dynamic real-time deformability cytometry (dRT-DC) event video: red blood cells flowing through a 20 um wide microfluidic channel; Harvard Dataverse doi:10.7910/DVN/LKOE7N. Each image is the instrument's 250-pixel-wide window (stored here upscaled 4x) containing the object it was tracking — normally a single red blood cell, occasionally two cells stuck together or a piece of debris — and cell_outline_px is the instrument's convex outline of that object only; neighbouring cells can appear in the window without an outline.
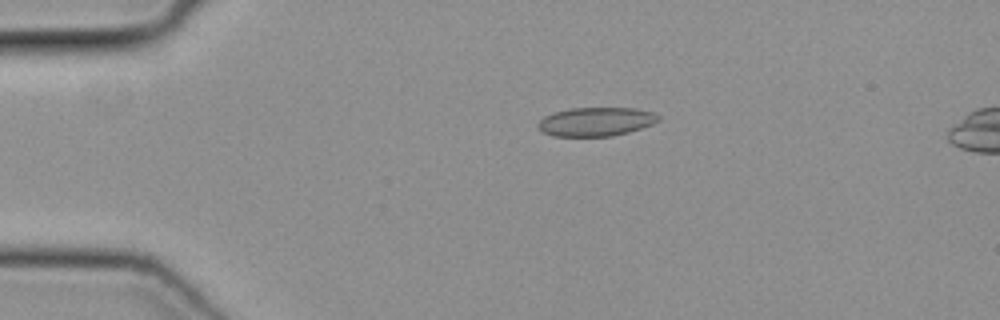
{"species": "common noctule bat (a hibernating species)", "species_latin": "Nyctalus noctula", "temperature_condition": "cold", "stored_images_in_passage": 26, "camera_frame_rate_fps": 3000, "um_per_image_px": 0.085, "animal": {"sex": "female", "body_mass_g": 19.3, "forearm_length_mm": 54.1}, "frame": {"image": 1, "passage_image": 1, "time_ms": 0.0, "image_size_px": [1000, 320], "cell_outline_px": [[660, 120], [652, 124], [628, 132], [612, 136], [552, 136], [536, 128], [536, 124], [544, 116], [552, 112], [572, 108], [636, 108], [652, 112], [660, 116]], "centroid_in_image_um": [50.62, 10.34], "position_along_channel_um": 34.4, "area_um2": 20.29}}
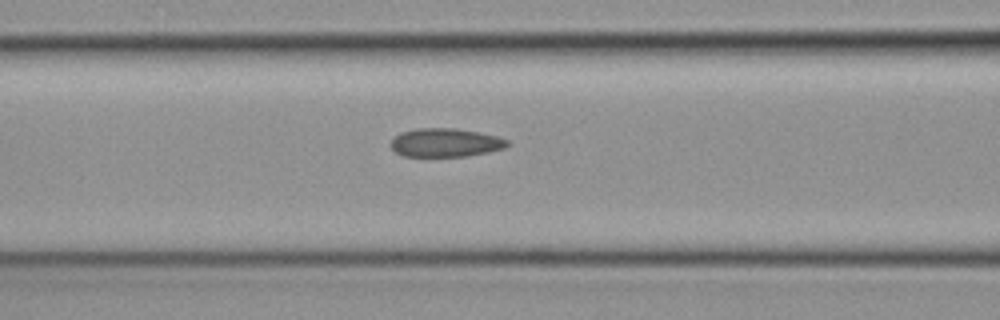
{"frame": {"image": 2, "passage_image": 11, "time_ms": 3.333, "image_size_px": [1000, 320], "cell_outline_px": [[508, 144], [504, 148], [488, 152], [464, 156], [404, 156], [396, 152], [388, 144], [400, 132], [416, 128], [456, 128], [480, 132], [500, 136], [508, 140]], "centroid_in_image_um": [37.86, 12.11], "position_along_channel_um": 128.7, "area_um2": 19.48}}
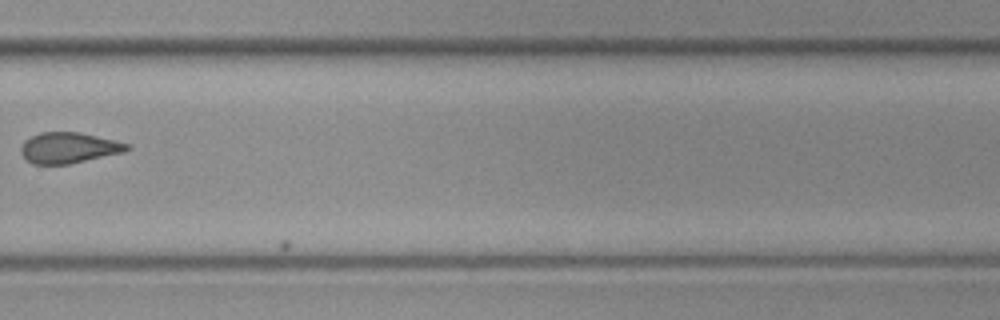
{"frame": {"image": 3, "passage_image": 25, "time_ms": 8.0, "image_size_px": [1000, 320], "cell_outline_px": [[132, 148], [124, 152], [68, 164], [32, 164], [20, 152], [20, 148], [24, 140], [40, 132], [80, 132], [128, 144]], "centroid_in_image_um": [5.82, 12.56], "position_along_channel_um": 324.0, "area_um2": 18.84}}